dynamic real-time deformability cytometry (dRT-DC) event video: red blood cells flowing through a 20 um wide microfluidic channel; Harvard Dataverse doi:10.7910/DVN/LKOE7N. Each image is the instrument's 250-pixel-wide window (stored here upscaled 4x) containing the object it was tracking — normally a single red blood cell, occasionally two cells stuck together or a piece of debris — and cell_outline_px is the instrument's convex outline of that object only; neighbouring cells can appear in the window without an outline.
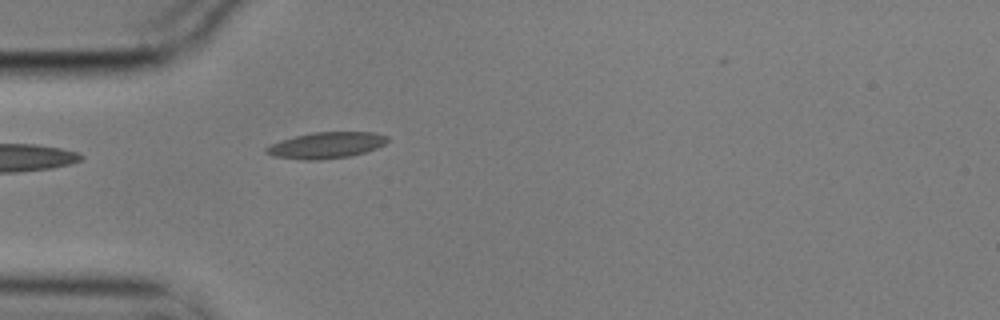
{"species": "common noctule bat (a hibernating species)", "species_latin": "Nyctalus noctula", "temperature_condition": "cold", "stored_images_in_passage": 3, "camera_frame_rate_fps": 3000, "um_per_image_px": 0.085, "animal": {"sex": "male", "body_mass_g": 17.9}, "frame": {"image": 1, "passage_image": 3, "time_ms": 0.667, "image_size_px": [1000, 320], "cell_outline_px": [[388, 140], [384, 144], [376, 148], [364, 152], [348, 156], [316, 160], [300, 160], [276, 156], [264, 152], [264, 148], [280, 140], [312, 132], [372, 132], [388, 136]], "centroid_in_image_um": [27.71, 12.34], "position_along_channel_um": 57.3, "area_um2": 18.32}}